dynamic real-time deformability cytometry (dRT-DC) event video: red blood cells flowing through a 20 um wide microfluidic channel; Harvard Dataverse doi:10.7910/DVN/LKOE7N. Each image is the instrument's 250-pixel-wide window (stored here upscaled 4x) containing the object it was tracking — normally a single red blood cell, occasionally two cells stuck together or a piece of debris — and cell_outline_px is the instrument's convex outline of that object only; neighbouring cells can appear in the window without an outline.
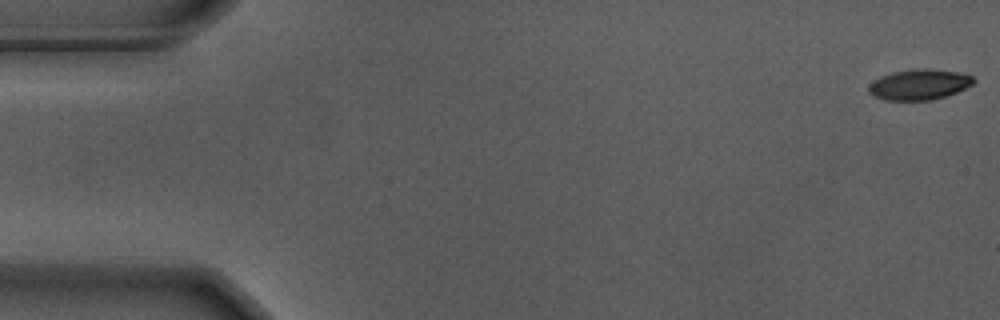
{"species": "Egyptian fruit bat (a non-hibernating species)", "species_latin": "Rousettus aegyptiacus", "temperature_condition": "warm", "stored_images_in_passage": 56, "camera_frame_rate_fps": 3000, "um_per_image_px": 0.085, "animal": {"sex": "male"}, "frame": {"image": 1, "passage_image": 1, "time_ms": 0.0, "image_size_px": [1000, 320], "cell_outline_px": [[976, 80], [972, 84], [956, 92], [932, 100], [884, 100], [868, 92], [868, 84], [880, 76], [892, 72], [924, 68], [928, 68], [956, 72], [972, 76]], "centroid_in_image_um": [78.1, 7.18], "position_along_channel_um": 6.9, "area_um2": 18.5}}
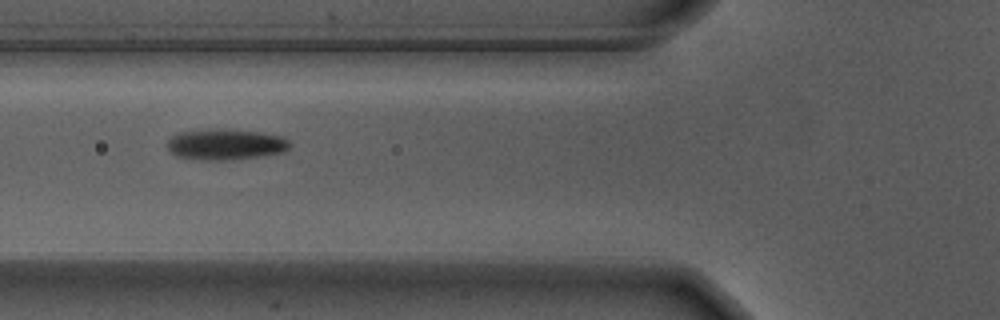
{"frame": {"image": 2, "passage_image": 21, "time_ms": 6.667, "image_size_px": [1000, 320], "cell_outline_px": [[292, 144], [284, 152], [260, 156], [232, 160], [200, 160], [176, 156], [168, 148], [168, 140], [172, 136], [180, 132], [260, 132], [280, 136], [288, 140]], "centroid_in_image_um": [19.21, 12.34], "position_along_channel_um": 106.6, "area_um2": 20.92}}
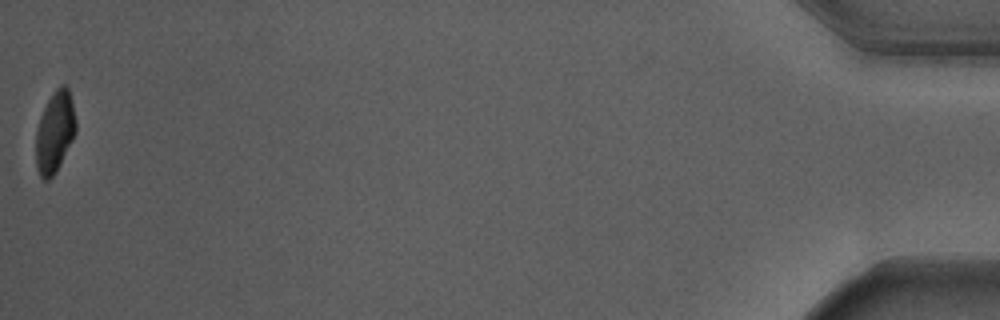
{"frame": {"image": 3, "passage_image": 56, "time_ms": 18.333, "image_size_px": [1000, 320], "cell_outline_px": [[76, 132], [56, 172], [48, 180], [44, 180], [40, 176], [36, 168], [36, 132], [40, 116], [48, 100], [56, 88], [60, 84], [64, 84], [68, 88], [72, 100], [76, 120]], "centroid_in_image_um": [4.66, 11.21], "position_along_channel_um": 430.5, "area_um2": 18.9}, "authors_computed_cell_mechanics": {"area_um2": 20.6635, "velocity_mm_per_s": 3.6771, "shape_relaxation_time_tau1_ms": 2.1769, "shape_relaxation_time_tau2_ms": 0.836, "deformation_change_tau1": 0.1455, "deformation_change_tau2": 0.0566}}